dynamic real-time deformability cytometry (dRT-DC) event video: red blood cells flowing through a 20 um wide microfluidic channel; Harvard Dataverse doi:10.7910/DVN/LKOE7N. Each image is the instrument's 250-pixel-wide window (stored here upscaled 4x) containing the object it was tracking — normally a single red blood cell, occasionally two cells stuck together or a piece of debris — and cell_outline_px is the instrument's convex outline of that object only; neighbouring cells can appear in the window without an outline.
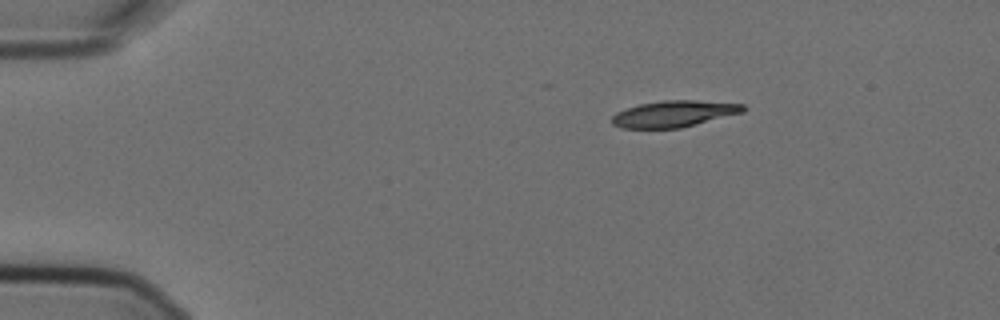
{"species": "Egyptian fruit bat (a non-hibernating species)", "species_latin": "Rousettus aegyptiacus", "temperature_condition": "cold", "stored_images_in_passage": 4, "camera_frame_rate_fps": 3000, "um_per_image_px": 0.085, "animal": {"sex": "female"}, "frame": {"image": 1, "passage_image": 1, "time_ms": 0.0, "image_size_px": [1000, 320], "cell_outline_px": [[748, 108], [744, 112], [680, 128], [620, 128], [612, 124], [612, 116], [616, 112], [640, 104], [664, 100], [696, 100], [744, 104]], "centroid_in_image_um": [57.31, 9.67], "position_along_channel_um": 27.7, "area_um2": 20.17}}
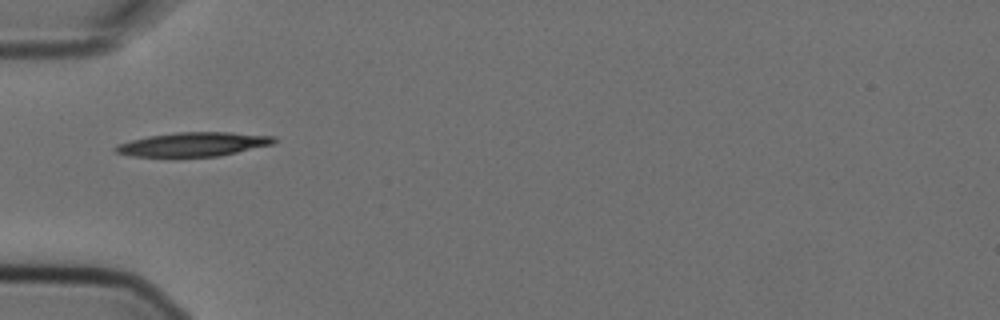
{"frame": {"image": 2, "passage_image": 3, "time_ms": 0.667, "image_size_px": [1000, 320], "cell_outline_px": [[276, 140], [272, 144], [220, 156], [172, 160], [132, 156], [116, 152], [112, 148], [116, 144], [148, 136], [176, 132], [232, 132], [276, 136]], "centroid_in_image_um": [16.35, 12.31], "position_along_channel_um": 68.7, "area_um2": 23.35}}
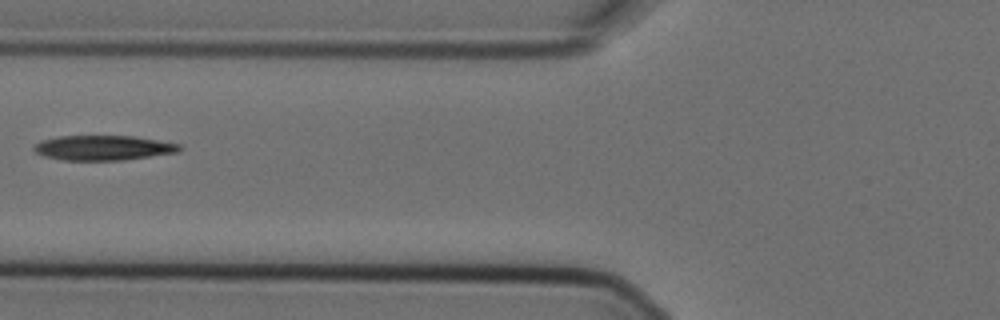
{"frame": {"image": 3, "passage_image": 4, "time_ms": 1.0, "image_size_px": [1000, 320], "cell_outline_px": [[184, 148], [180, 152], [124, 160], [64, 160], [44, 156], [36, 152], [32, 148], [40, 140], [60, 136], [132, 136], [180, 144]], "centroid_in_image_um": [8.8, 12.57], "position_along_channel_um": 117.0, "area_um2": 21.1}}